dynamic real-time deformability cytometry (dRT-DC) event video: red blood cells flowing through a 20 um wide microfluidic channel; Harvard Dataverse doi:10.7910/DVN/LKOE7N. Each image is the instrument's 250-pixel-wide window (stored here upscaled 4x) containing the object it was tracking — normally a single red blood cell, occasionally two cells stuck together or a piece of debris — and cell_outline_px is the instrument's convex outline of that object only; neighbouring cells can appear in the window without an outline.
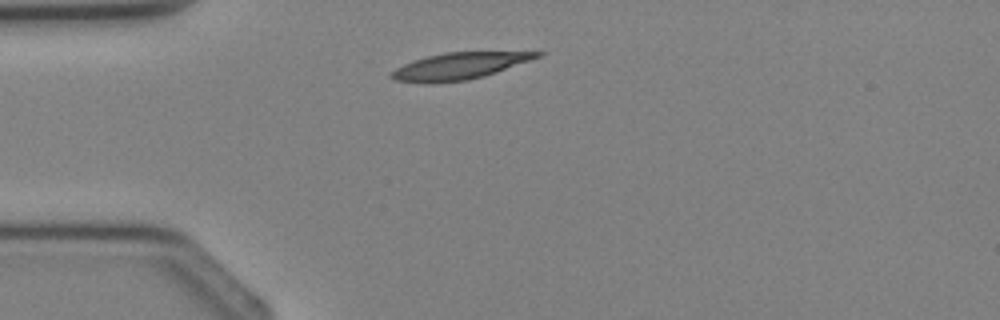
{"species": "Egyptian fruit bat (a non-hibernating species)", "species_latin": "Rousettus aegyptiacus", "temperature_condition": "cold", "stored_images_in_passage": 1, "camera_frame_rate_fps": 3000, "um_per_image_px": 0.085, "animal": {"sex": "female"}, "frame": {"image": 1, "passage_image": 1, "time_ms": 0.0, "image_size_px": [1000, 320], "cell_outline_px": [[548, 52], [544, 56], [484, 76], [468, 80], [432, 84], [392, 80], [388, 76], [396, 68], [404, 64], [428, 56], [444, 52]], "centroid_in_image_um": [39.06, 5.62], "position_along_channel_um": 45.9, "area_um2": 22.77}}